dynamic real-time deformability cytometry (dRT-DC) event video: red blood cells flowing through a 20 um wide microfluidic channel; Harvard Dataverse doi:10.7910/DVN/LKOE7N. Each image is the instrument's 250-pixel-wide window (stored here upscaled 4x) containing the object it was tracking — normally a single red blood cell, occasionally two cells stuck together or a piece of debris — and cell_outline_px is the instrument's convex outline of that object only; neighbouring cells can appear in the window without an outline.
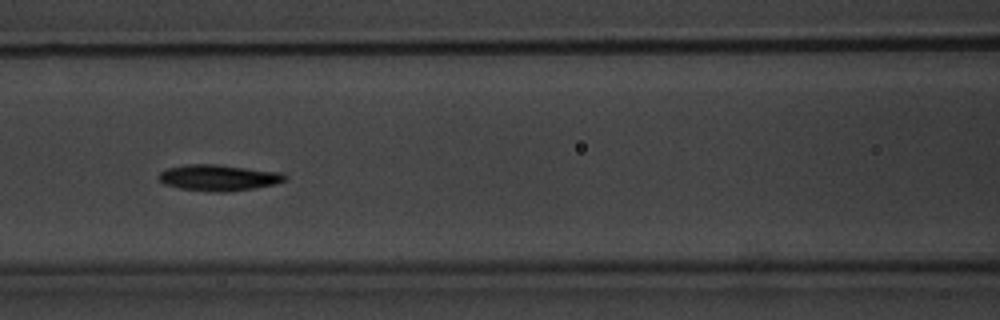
{"species": "common noctule bat (a hibernating species)", "species_latin": "Nyctalus noctula", "temperature_condition": "warm", "stored_images_in_passage": 10, "camera_frame_rate_fps": 3000, "um_per_image_px": 0.085, "animal": {"sex": "male", "body_mass_g": 20.1, "forearm_length_mm": 53.5}, "frame": {"image": 1, "passage_image": 9, "time_ms": 10.333, "image_size_px": [1000, 320], "cell_outline_px": [[288, 176], [284, 180], [276, 184], [256, 188], [228, 192], [216, 192], [180, 188], [164, 184], [160, 180], [160, 172], [168, 168], [188, 164], [220, 164], [284, 172]], "centroid_in_image_um": [18.66, 15.09], "position_along_channel_um": 147.9, "area_um2": 19.36}}